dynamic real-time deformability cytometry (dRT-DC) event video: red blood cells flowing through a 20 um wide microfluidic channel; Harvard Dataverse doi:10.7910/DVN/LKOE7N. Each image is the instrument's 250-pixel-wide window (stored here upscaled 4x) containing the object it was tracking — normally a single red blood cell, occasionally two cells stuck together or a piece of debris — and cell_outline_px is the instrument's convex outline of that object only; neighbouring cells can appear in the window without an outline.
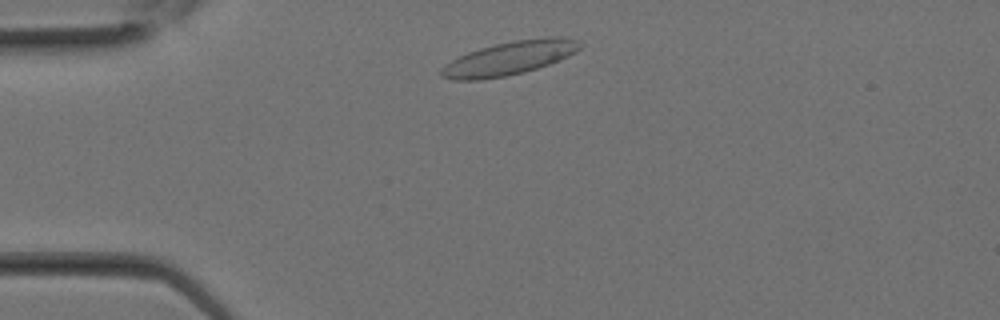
{"species": "Egyptian fruit bat (a non-hibernating species)", "species_latin": "Rousettus aegyptiacus", "temperature_condition": "room temperature", "stored_images_in_passage": 9, "camera_frame_rate_fps": 3000, "um_per_image_px": 0.085, "animal": {"sex": "female"}, "frame": {"image": 1, "passage_image": 2, "time_ms": 0.333, "image_size_px": [1000, 320], "cell_outline_px": [[584, 44], [576, 52], [560, 60], [524, 72], [504, 76], [480, 80], [456, 80], [440, 76], [440, 68], [452, 60], [468, 52], [480, 48], [512, 40], [548, 36], [568, 36], [580, 40]], "centroid_in_image_um": [43.37, 4.92], "position_along_channel_um": 41.6, "area_um2": 27.4}}
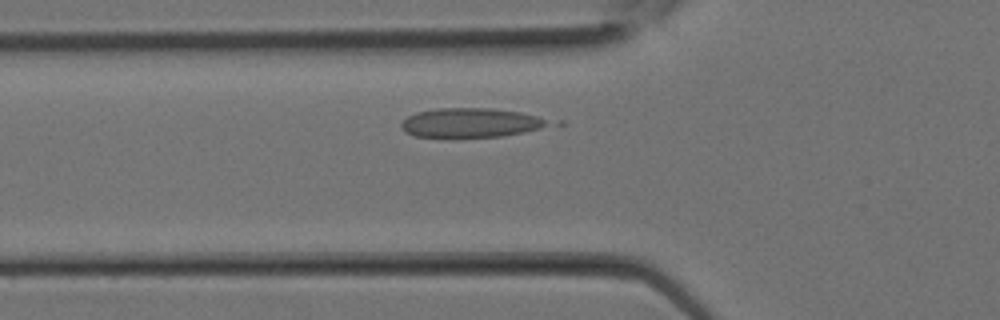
{"frame": {"image": 2, "passage_image": 5, "time_ms": 1.333, "image_size_px": [1000, 320], "cell_outline_px": [[548, 124], [540, 128], [524, 132], [500, 136], [452, 140], [416, 136], [404, 132], [400, 124], [408, 116], [416, 112], [436, 108], [492, 108], [520, 112], [536, 116], [544, 120]], "centroid_in_image_um": [39.88, 10.47], "position_along_channel_um": 85.9, "area_um2": 25.72}}
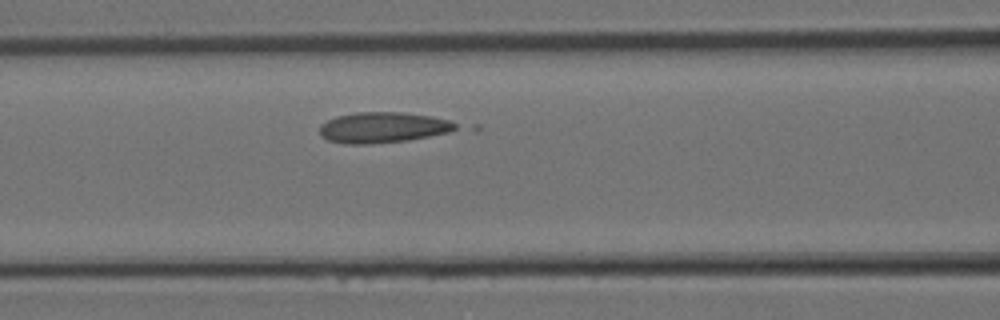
{"frame": {"image": 3, "passage_image": 7, "time_ms": 2.0, "image_size_px": [1000, 320], "cell_outline_px": [[456, 128], [448, 132], [408, 140], [368, 144], [344, 144], [328, 140], [320, 136], [320, 124], [336, 116], [356, 112], [404, 112], [432, 116], [448, 120], [456, 124]], "centroid_in_image_um": [32.49, 10.83], "position_along_channel_um": 134.1, "area_um2": 24.28}}